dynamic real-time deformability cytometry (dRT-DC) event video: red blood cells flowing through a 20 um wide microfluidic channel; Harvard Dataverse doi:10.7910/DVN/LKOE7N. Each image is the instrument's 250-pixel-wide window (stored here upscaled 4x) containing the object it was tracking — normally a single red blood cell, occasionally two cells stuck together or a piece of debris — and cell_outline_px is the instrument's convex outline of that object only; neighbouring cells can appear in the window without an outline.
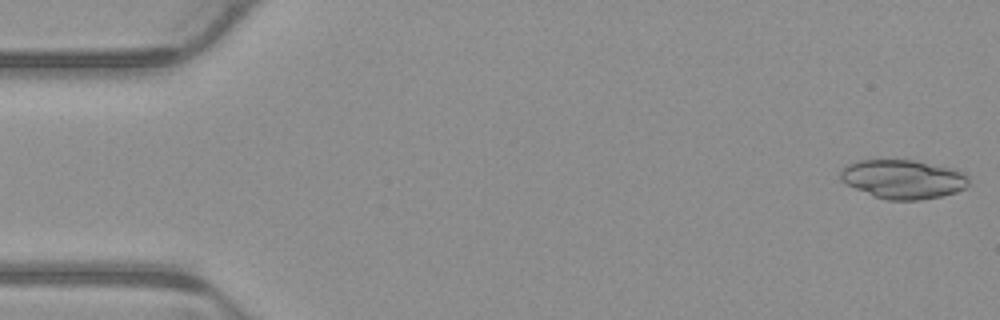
{"species": "common noctule bat (a hibernating species)", "species_latin": "Nyctalus noctula", "temperature_condition": "warm", "stored_images_in_passage": 4, "camera_frame_rate_fps": 3000, "um_per_image_px": 0.085, "animal": {"sex": "male", "body_mass_g": 23.1, "forearm_length_mm": 52.7}, "frame": {"image": 1, "passage_image": 1, "time_ms": 0.0, "image_size_px": [1000, 320], "cell_outline_px": [[968, 184], [964, 188], [956, 192], [940, 196], [920, 200], [888, 200], [872, 196], [840, 180], [840, 172], [848, 164], [856, 160], [912, 160], [956, 168], [964, 172], [968, 176]], "centroid_in_image_um": [76.78, 15.22], "position_along_channel_um": 8.2, "area_um2": 29.19}}